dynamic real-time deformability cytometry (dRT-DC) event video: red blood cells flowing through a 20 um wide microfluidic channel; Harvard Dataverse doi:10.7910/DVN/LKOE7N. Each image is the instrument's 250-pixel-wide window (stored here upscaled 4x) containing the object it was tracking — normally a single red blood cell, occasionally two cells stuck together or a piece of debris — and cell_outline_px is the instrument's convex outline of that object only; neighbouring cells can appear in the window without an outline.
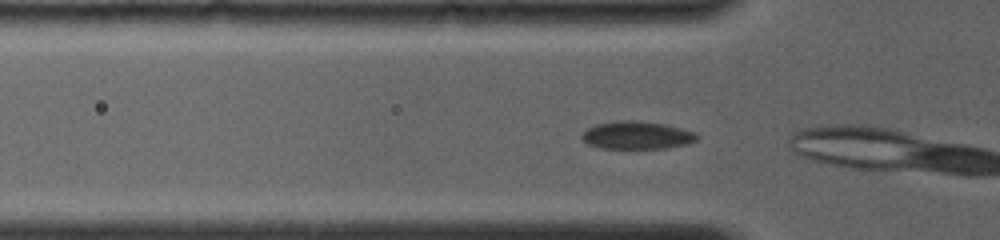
{"species": "common noctule bat (a hibernating species)", "species_latin": "Nyctalus noctula", "temperature_condition": "room temperature", "stored_images_in_passage": 5, "camera_frame_rate_fps": 4000, "um_per_image_px": 0.085, "animal": {"sex": "female", "body_mass_g": 19.0, "forearm_length_mm": 56.7}, "frame": {"image": 1, "passage_image": 2, "time_ms": 0.25, "image_size_px": [1000, 240], "cell_outline_px": [[700, 136], [696, 140], [688, 144], [668, 148], [600, 148], [588, 144], [580, 136], [588, 128], [596, 124], [616, 120], [636, 120], [664, 124], [696, 132]], "centroid_in_image_um": [54.15, 11.49], "position_along_channel_um": 71.6, "area_um2": 18.73}}